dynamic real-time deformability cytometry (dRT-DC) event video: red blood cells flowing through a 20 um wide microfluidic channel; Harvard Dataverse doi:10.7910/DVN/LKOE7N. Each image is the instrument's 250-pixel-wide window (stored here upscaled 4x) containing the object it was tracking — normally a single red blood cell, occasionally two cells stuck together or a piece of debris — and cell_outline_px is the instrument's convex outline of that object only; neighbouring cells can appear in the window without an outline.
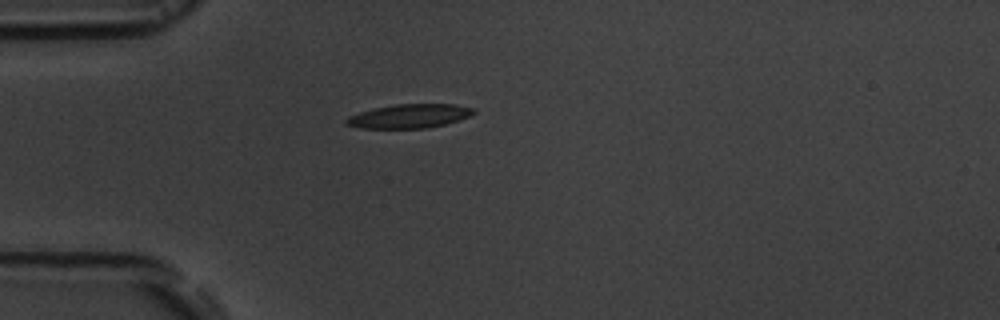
{"species": "common noctule bat (a hibernating species)", "species_latin": "Nyctalus noctula", "temperature_condition": "room temperature", "stored_images_in_passage": 1, "camera_frame_rate_fps": 3000, "um_per_image_px": 0.085, "animal": {"sex": "male", "body_mass_g": 19.5, "forearm_length_mm": 54.6}, "frame": {"image": 1, "passage_image": 1, "time_ms": 0.0, "image_size_px": [1000, 320], "cell_outline_px": [[476, 112], [460, 120], [428, 128], [360, 128], [344, 124], [344, 120], [348, 116], [360, 112], [376, 108], [396, 104], [456, 104], [472, 108]], "centroid_in_image_um": [34.77, 9.87], "position_along_channel_um": 50.2, "area_um2": 17.69}}